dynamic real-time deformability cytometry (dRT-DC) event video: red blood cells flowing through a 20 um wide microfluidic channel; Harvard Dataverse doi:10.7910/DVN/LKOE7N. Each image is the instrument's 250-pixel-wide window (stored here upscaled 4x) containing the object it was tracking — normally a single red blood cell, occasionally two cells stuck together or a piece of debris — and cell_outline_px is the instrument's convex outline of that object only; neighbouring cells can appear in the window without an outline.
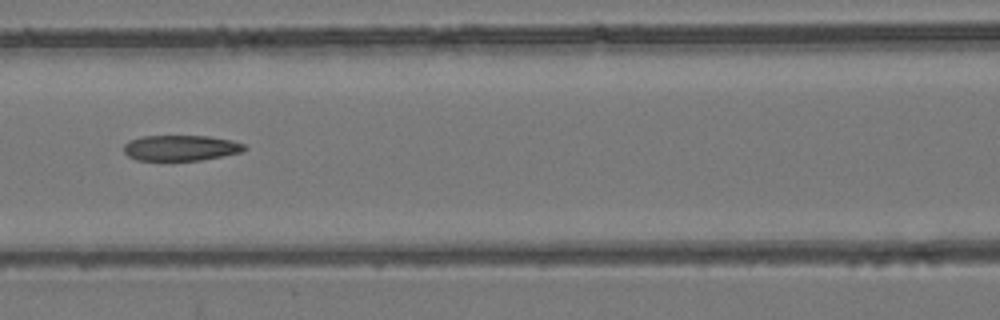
{"species": "common noctule bat (a hibernating species)", "species_latin": "Nyctalus noctula", "temperature_condition": "room temperature", "stored_images_in_passage": 10, "camera_frame_rate_fps": 3000, "um_per_image_px": 0.085, "animal": {"sex": "female", "body_mass_g": 24.6, "forearm_length_mm": 56.2}, "frame": {"image": 1, "passage_image": 7, "time_ms": 2.0, "image_size_px": [1000, 320], "cell_outline_px": [[248, 148], [240, 152], [200, 160], [136, 160], [128, 156], [124, 152], [124, 144], [128, 140], [140, 136], [208, 136], [232, 140], [244, 144]], "centroid_in_image_um": [15.33, 12.56], "position_along_channel_um": 151.3, "area_um2": 17.98}}
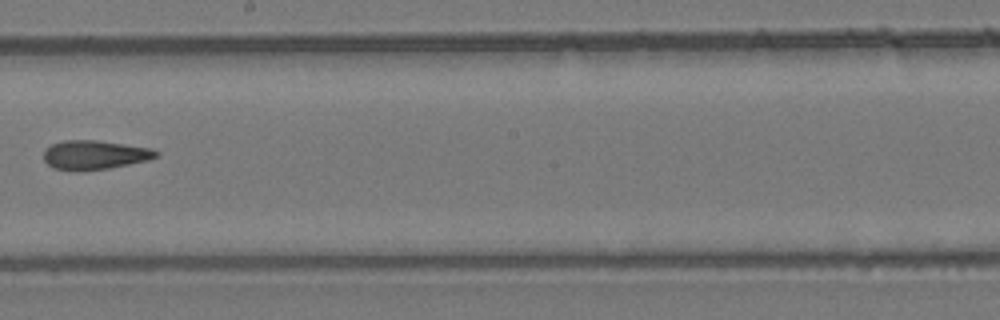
{"frame": {"image": 2, "passage_image": 9, "time_ms": 2.667, "image_size_px": [1000, 320], "cell_outline_px": [[160, 152], [156, 156], [148, 160], [108, 168], [52, 168], [44, 160], [44, 152], [52, 144], [64, 140], [96, 140], [152, 148]], "centroid_in_image_um": [8.09, 13.12], "position_along_channel_um": 240.1, "area_um2": 18.26}}
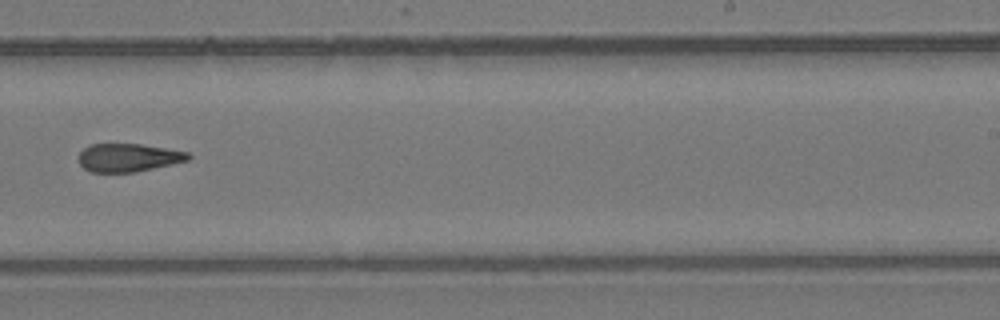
{"frame": {"image": 3, "passage_image": 10, "time_ms": 3.0, "image_size_px": [1000, 320], "cell_outline_px": [[192, 156], [188, 160], [172, 164], [136, 172], [92, 172], [84, 168], [80, 164], [80, 152], [84, 148], [92, 144], [140, 144], [188, 152]], "centroid_in_image_um": [10.92, 13.4], "position_along_channel_um": 278.1, "area_um2": 17.8}}